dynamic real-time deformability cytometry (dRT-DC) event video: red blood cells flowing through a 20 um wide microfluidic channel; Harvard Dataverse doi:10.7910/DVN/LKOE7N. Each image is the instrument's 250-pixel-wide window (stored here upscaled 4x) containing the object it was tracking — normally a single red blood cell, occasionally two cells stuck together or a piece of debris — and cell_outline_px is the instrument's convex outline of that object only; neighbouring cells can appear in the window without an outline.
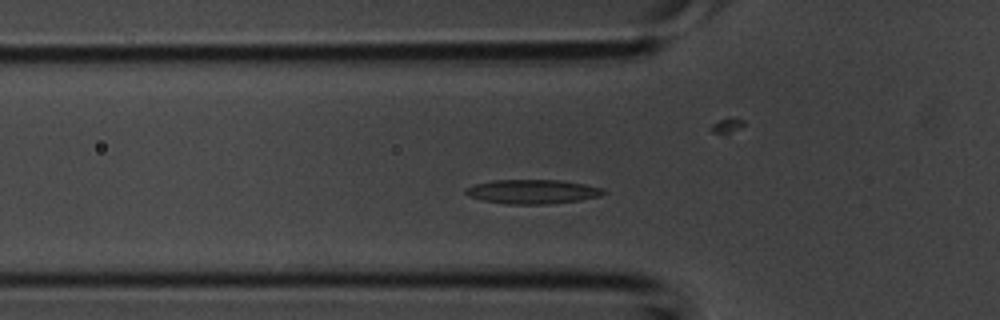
{"species": "common noctule bat (a hibernating species)", "species_latin": "Nyctalus noctula", "temperature_condition": "room temperature", "stored_images_in_passage": 39, "camera_frame_rate_fps": 3000, "um_per_image_px": 0.085, "animal": {"sex": "male", "body_mass_g": 20.1, "forearm_length_mm": 53.5}, "frame": {"image": 1, "passage_image": 9, "time_ms": 2.667, "image_size_px": [1000, 320], "cell_outline_px": [[608, 192], [600, 196], [580, 200], [548, 204], [508, 204], [480, 200], [468, 196], [464, 192], [464, 188], [472, 184], [492, 180], [560, 180], [584, 184], [604, 188]], "centroid_in_image_um": [45.23, 16.29], "position_along_channel_um": 80.6, "area_um2": 19.71}}
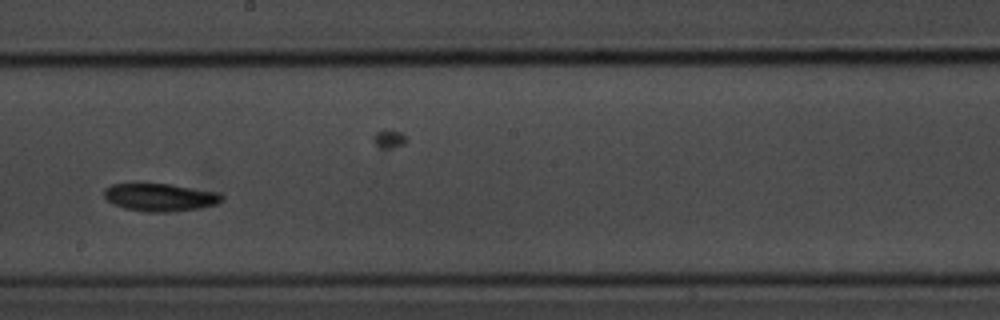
{"frame": {"image": 2, "passage_image": 19, "time_ms": 6.0, "image_size_px": [1000, 320], "cell_outline_px": [[224, 200], [216, 204], [200, 208], [168, 212], [144, 212], [124, 208], [112, 204], [104, 196], [104, 188], [112, 184], [136, 180], [168, 184], [220, 192], [224, 196]], "centroid_in_image_um": [13.55, 16.73], "position_along_channel_um": 234.6, "area_um2": 19.94}}
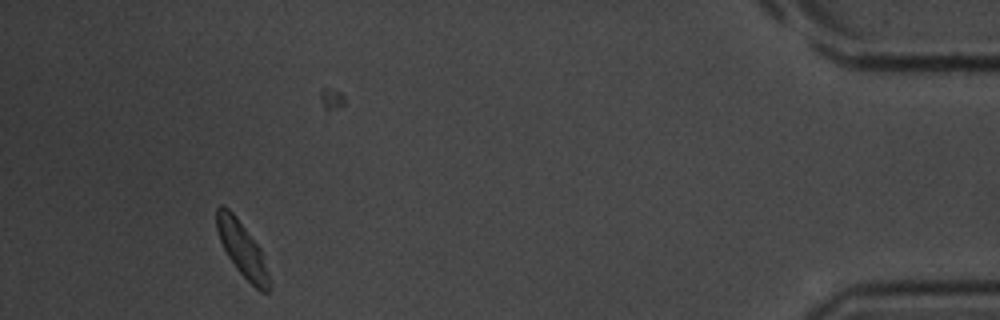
{"frame": {"image": 3, "passage_image": 35, "time_ms": 11.333, "image_size_px": [1000, 320], "cell_outline_px": [[268, 292], [260, 292], [236, 268], [228, 256], [220, 240], [216, 228], [216, 208], [220, 204], [224, 204], [236, 216], [260, 248], [268, 272]], "centroid_in_image_um": [20.54, 21.12], "position_along_channel_um": 414.7, "area_um2": 16.36}}